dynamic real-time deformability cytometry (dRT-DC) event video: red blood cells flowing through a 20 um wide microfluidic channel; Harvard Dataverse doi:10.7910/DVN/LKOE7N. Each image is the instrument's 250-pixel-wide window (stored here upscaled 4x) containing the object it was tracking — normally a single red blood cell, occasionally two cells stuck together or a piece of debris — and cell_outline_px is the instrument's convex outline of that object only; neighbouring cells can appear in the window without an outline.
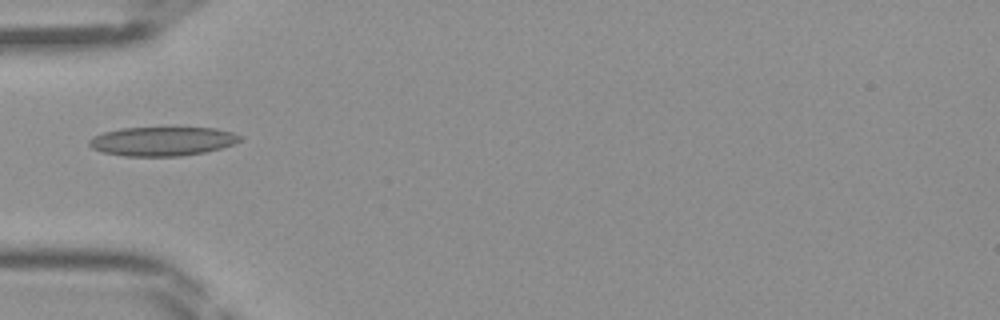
{"species": "Egyptian fruit bat (a non-hibernating species)", "species_latin": "Rousettus aegyptiacus", "temperature_condition": "room temperature", "stored_images_in_passage": 31, "camera_frame_rate_fps": 3000, "um_per_image_px": 0.085, "frame": {"image": 1, "passage_image": 1, "time_ms": 0.0, "image_size_px": [1000, 320], "cell_outline_px": [[244, 140], [220, 148], [204, 152], [180, 156], [124, 156], [100, 152], [92, 148], [88, 144], [88, 140], [92, 136], [104, 132], [120, 128], [216, 128], [232, 132], [244, 136]], "centroid_in_image_um": [13.79, 12.01], "position_along_channel_um": 71.2, "area_um2": 25.66}}
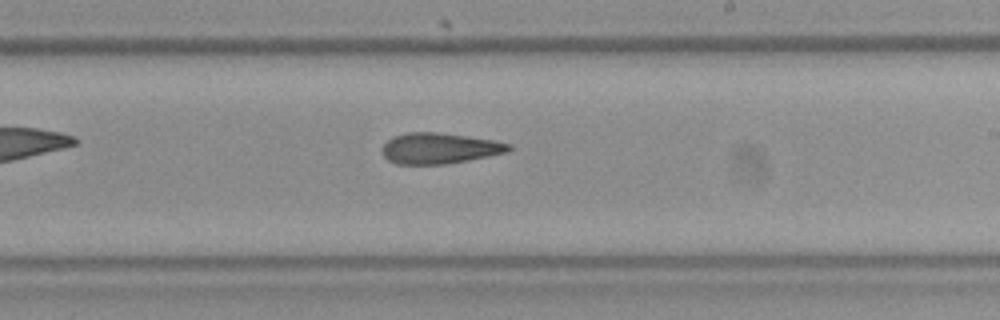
{"frame": {"image": 2, "passage_image": 13, "time_ms": 4.0, "image_size_px": [1000, 320], "cell_outline_px": [[512, 148], [508, 152], [468, 160], [444, 164], [396, 164], [388, 160], [380, 152], [380, 148], [392, 136], [404, 132], [436, 132], [468, 136], [496, 140], [512, 144]], "centroid_in_image_um": [37.33, 12.59], "position_along_channel_um": 251.7, "area_um2": 23.0}}
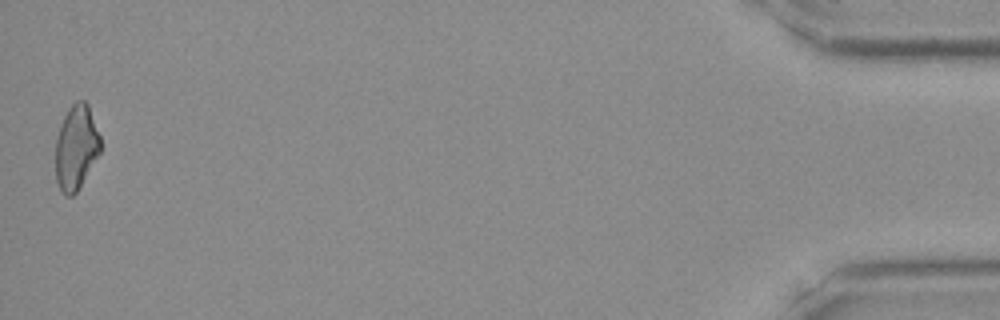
{"frame": {"image": 3, "passage_image": 31, "time_ms": 10.0, "image_size_px": [1000, 320], "cell_outline_px": [[100, 152], [76, 192], [72, 196], [64, 196], [60, 192], [56, 180], [56, 136], [60, 124], [68, 108], [76, 100], [84, 100], [88, 104], [100, 136]], "centroid_in_image_um": [6.45, 12.52], "position_along_channel_um": 428.7, "area_um2": 22.14}}